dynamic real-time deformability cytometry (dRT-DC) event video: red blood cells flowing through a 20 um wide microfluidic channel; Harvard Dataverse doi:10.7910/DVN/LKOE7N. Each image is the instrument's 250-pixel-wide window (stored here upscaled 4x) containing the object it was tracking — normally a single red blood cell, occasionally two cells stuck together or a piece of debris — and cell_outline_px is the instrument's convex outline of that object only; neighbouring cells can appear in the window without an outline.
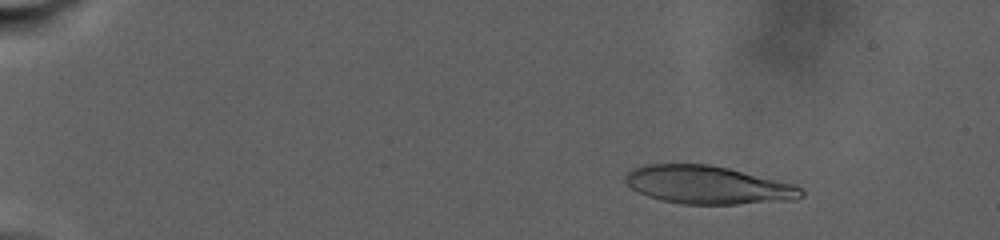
{"species": "human", "species_latin": "Homo sapiens", "temperature_condition": "warm", "stored_images_in_passage": 63, "camera_frame_rate_fps": 3000, "um_per_image_px": 0.085, "donor": {"sex": "male"}, "frame": {"image": 1, "passage_image": 13, "time_ms": 4.333, "image_size_px": [1000, 240], "cell_outline_px": [[804, 196], [796, 200], [736, 204], [680, 204], [660, 200], [648, 196], [632, 188], [624, 180], [624, 176], [632, 168], [644, 164], [708, 164], [728, 168], [796, 184], [804, 192]], "centroid_in_image_um": [60.19, 15.72], "position_along_channel_um": 24.8, "area_um2": 39.25}}
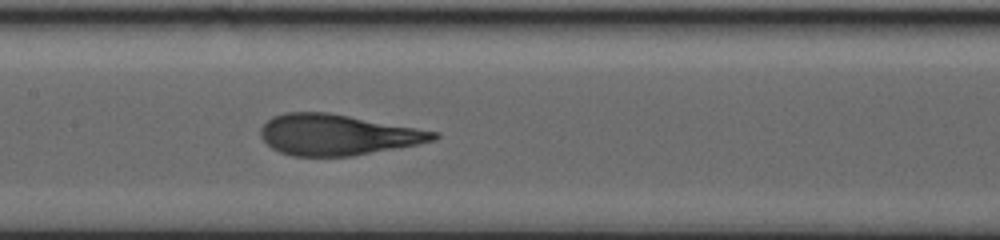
{"frame": {"image": 2, "passage_image": 43, "time_ms": 16.0, "image_size_px": [1000, 240], "cell_outline_px": [[440, 136], [436, 140], [416, 144], [352, 156], [292, 156], [280, 152], [272, 148], [260, 136], [260, 128], [272, 116], [284, 112], [328, 112], [440, 132]], "centroid_in_image_um": [28.67, 11.45], "position_along_channel_um": 178.7, "area_um2": 41.04}}
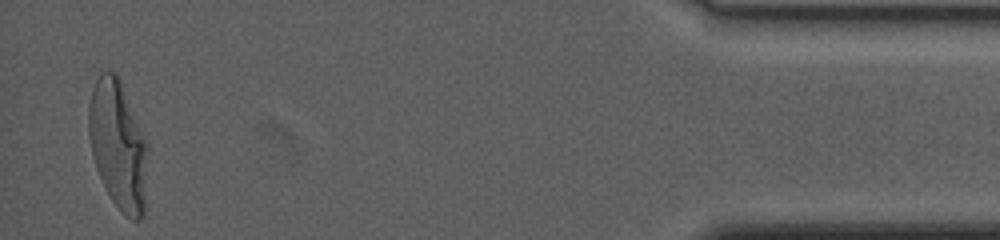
{"frame": {"image": 3, "passage_image": 63, "time_ms": 29.0, "image_size_px": [1000, 240], "cell_outline_px": [[148, 148], [144, 216], [140, 220], [132, 220], [124, 216], [120, 212], [112, 200], [96, 168], [92, 156], [88, 136], [88, 104], [92, 88], [100, 72], [116, 72], [120, 80], [148, 140]], "centroid_in_image_um": [10.05, 12.33], "position_along_channel_um": 425.2, "area_um2": 44.97}, "authors_computed_cell_mechanics": {"area_um2": 40.6912, "velocity_mm_per_s": 2.4095, "shape_relaxation_time_tau1_ms": 8.4782, "shape_relaxation_time_tau2_ms": 1.4583, "deformation_change_tau1": 0.3124, "deformation_change_tau2": 0.1011}}